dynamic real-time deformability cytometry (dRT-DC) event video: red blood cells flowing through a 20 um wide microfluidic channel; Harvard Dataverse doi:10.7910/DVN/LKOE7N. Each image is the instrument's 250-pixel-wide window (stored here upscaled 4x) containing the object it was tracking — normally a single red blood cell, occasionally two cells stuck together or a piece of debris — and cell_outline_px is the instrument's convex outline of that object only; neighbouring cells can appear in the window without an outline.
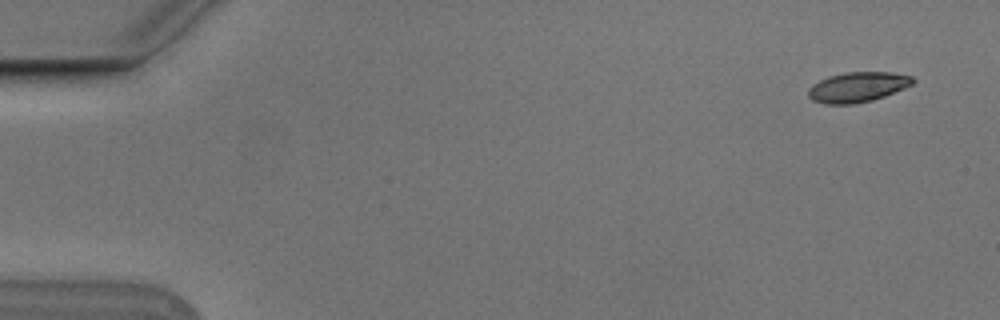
{"species": "Egyptian fruit bat (a non-hibernating species)", "species_latin": "Rousettus aegyptiacus", "temperature_condition": "cold", "stored_images_in_passage": 5, "camera_frame_rate_fps": 3000, "um_per_image_px": 0.085, "animal": {"sex": "male"}, "frame": {"image": 1, "passage_image": 1, "time_ms": 0.0, "image_size_px": [1000, 320], "cell_outline_px": [[916, 80], [912, 84], [904, 88], [884, 96], [872, 100], [852, 104], [824, 104], [812, 100], [808, 96], [808, 88], [812, 84], [828, 76], [844, 72], [892, 72], [912, 76]], "centroid_in_image_um": [72.88, 7.39], "position_along_channel_um": 12.1, "area_um2": 18.38}}
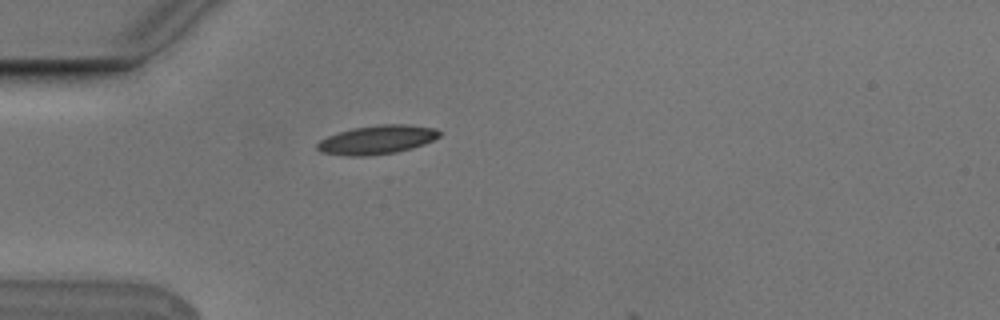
{"frame": {"image": 2, "passage_image": 5, "time_ms": 1.333, "image_size_px": [1000, 320], "cell_outline_px": [[440, 136], [424, 144], [412, 148], [396, 152], [368, 156], [348, 156], [320, 152], [316, 148], [316, 144], [320, 140], [328, 136], [352, 128], [380, 124], [408, 124], [436, 128], [440, 132]], "centroid_in_image_um": [32.04, 11.88], "position_along_channel_um": 53.0, "area_um2": 20.58}}